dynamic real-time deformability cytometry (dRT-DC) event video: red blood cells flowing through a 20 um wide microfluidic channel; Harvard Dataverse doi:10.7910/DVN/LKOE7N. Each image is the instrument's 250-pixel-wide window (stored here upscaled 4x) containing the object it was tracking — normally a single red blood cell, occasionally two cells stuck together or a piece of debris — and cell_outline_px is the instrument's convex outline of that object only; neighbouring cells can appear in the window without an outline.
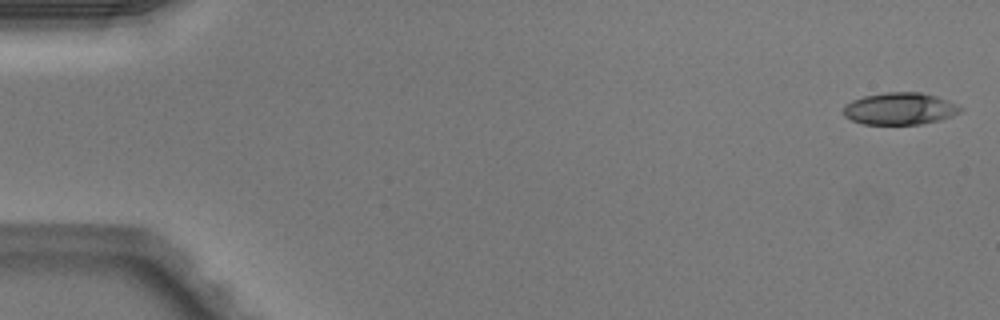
{"species": "Egyptian fruit bat (a non-hibernating species)", "species_latin": "Rousettus aegyptiacus", "temperature_condition": "warm", "stored_images_in_passage": 13, "camera_frame_rate_fps": 3000, "um_per_image_px": 0.085, "animal": {"sex": "male"}, "frame": {"image": 1, "passage_image": 1, "time_ms": 0.0, "image_size_px": [1000, 320], "cell_outline_px": [[964, 108], [960, 112], [952, 116], [940, 120], [920, 124], [864, 124], [852, 120], [844, 116], [844, 104], [852, 100], [864, 96], [884, 92], [920, 92], [936, 96], [948, 100]], "centroid_in_image_um": [76.49, 9.23], "position_along_channel_um": 8.5, "area_um2": 21.91}}